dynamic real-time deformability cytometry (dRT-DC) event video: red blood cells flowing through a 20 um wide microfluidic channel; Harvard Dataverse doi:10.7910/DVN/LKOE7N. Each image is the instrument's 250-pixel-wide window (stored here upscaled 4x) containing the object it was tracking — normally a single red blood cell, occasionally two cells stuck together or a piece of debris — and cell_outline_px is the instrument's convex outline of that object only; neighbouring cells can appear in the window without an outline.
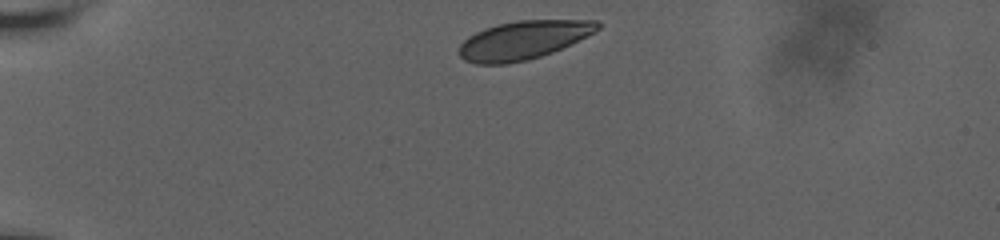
{"species": "human", "species_latin": "Homo sapiens", "temperature_condition": "room temperature", "stored_images_in_passage": 18, "camera_frame_rate_fps": 3000, "um_per_image_px": 0.085, "donor": {"sex": "male"}, "frame": {"image": 1, "passage_image": 1, "time_ms": 0.0, "image_size_px": [1000, 240], "cell_outline_px": [[600, 28], [596, 32], [552, 52], [528, 60], [508, 64], [476, 64], [464, 60], [460, 56], [460, 44], [468, 36], [484, 28], [496, 24], [516, 20], [596, 20], [600, 24]], "centroid_in_image_um": [44.47, 3.4], "position_along_channel_um": 40.5, "area_um2": 31.1}}
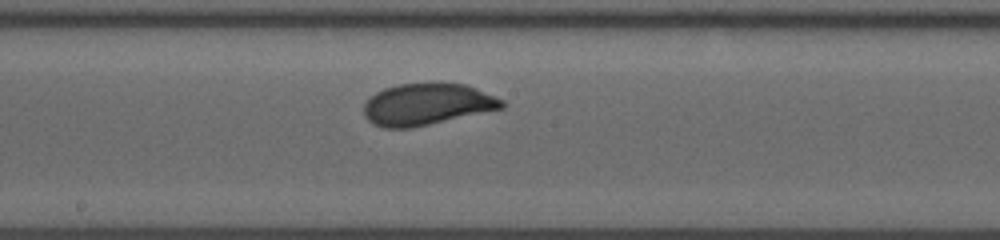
{"frame": {"image": 2, "passage_image": 10, "time_ms": 6.333, "image_size_px": [1000, 240], "cell_outline_px": [[504, 108], [412, 128], [384, 128], [372, 124], [364, 116], [364, 104], [376, 92], [384, 88], [400, 84], [464, 84], [476, 88], [504, 100]], "centroid_in_image_um": [36.28, 8.89], "position_along_channel_um": 211.9, "area_um2": 33.23}}
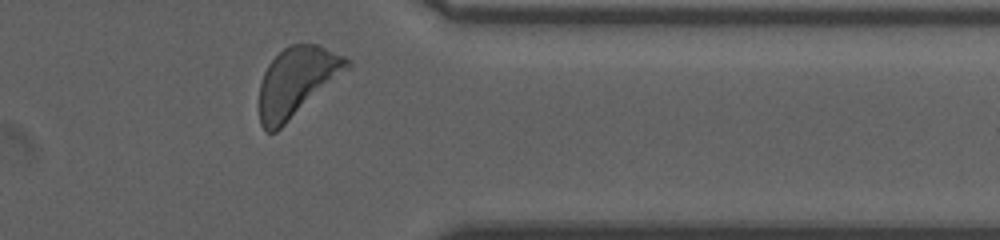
{"frame": {"image": 3, "passage_image": 17, "time_ms": 11.333, "image_size_px": [1000, 240], "cell_outline_px": [[352, 64], [348, 68], [276, 132], [268, 132], [260, 124], [260, 84], [264, 72], [268, 64], [284, 48], [292, 44], [316, 44], [344, 56]], "centroid_in_image_um": [25.19, 6.93], "position_along_channel_um": 386.2, "area_um2": 34.39}, "authors_computed_cell_mechanics": {"area_um2": 33.3795, "velocity_mm_per_s": 3.6066, "shape_relaxation_time_tau1_ms": 1.6653, "shape_relaxation_time_tau2_ms": null, "deformation_change_tau1": 0.0905, "deformation_change_tau2": null}}